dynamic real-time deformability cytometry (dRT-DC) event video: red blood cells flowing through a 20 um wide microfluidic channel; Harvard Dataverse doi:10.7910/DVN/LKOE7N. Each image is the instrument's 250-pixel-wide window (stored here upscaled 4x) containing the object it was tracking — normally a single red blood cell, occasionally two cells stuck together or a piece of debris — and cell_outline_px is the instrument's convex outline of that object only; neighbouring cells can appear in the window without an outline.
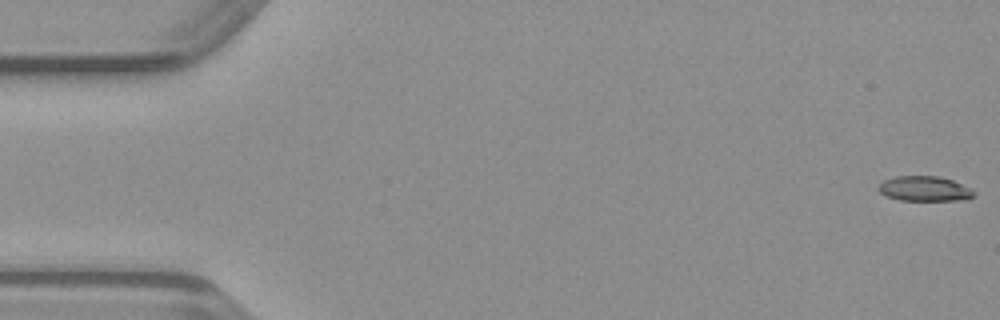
{"species": "common noctule bat (a hibernating species)", "species_latin": "Nyctalus noctula", "temperature_condition": "warm", "stored_images_in_passage": 49, "camera_frame_rate_fps": 3000, "um_per_image_px": 0.085, "animal": {"sex": "male", "body_mass_g": 23.1, "forearm_length_mm": 52.7}, "frame": {"image": 1, "passage_image": 1, "time_ms": 0.0, "image_size_px": [1000, 320], "cell_outline_px": [[976, 192], [968, 200], [900, 200], [884, 196], [876, 188], [884, 180], [896, 176], [936, 176], [952, 180], [972, 188]], "centroid_in_image_um": [78.59, 16.04], "position_along_channel_um": 6.4, "area_um2": 13.99}}
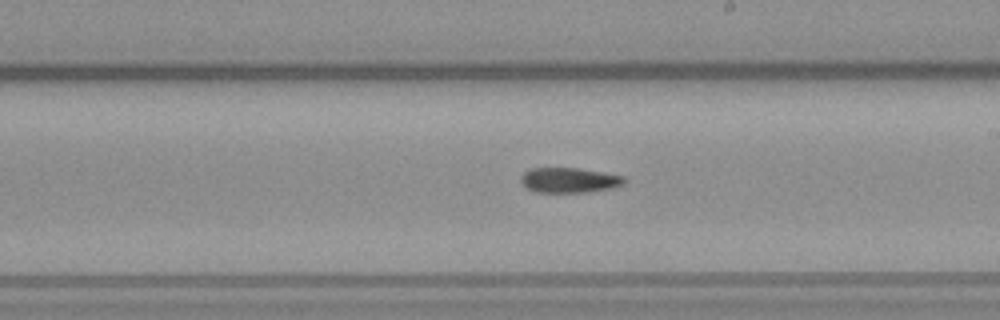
{"frame": {"image": 2, "passage_image": 28, "time_ms": 9.0, "image_size_px": [1000, 320], "cell_outline_px": [[628, 180], [624, 184], [612, 188], [588, 192], [536, 192], [528, 188], [520, 180], [520, 176], [528, 168], [580, 168], [624, 176]], "centroid_in_image_um": [48.41, 15.31], "position_along_channel_um": 240.6, "area_um2": 15.2}}
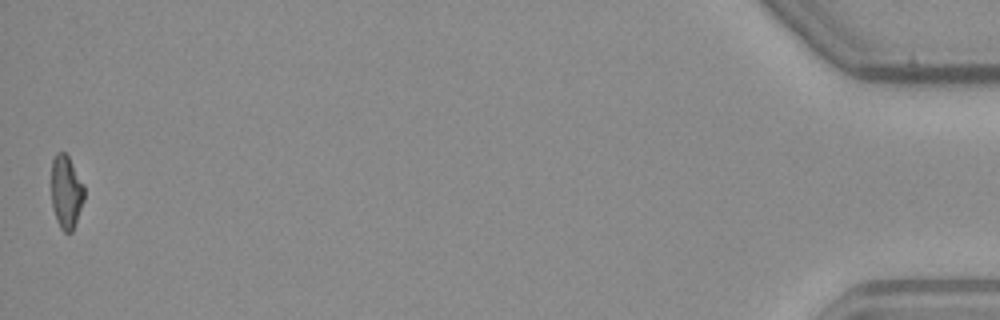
{"frame": {"image": 3, "passage_image": 49, "time_ms": 16.0, "image_size_px": [1000, 320], "cell_outline_px": [[84, 200], [72, 232], [64, 232], [60, 228], [56, 220], [52, 208], [52, 160], [56, 152], [64, 152], [68, 156], [84, 184]], "centroid_in_image_um": [5.62, 16.32], "position_along_channel_um": 429.6, "area_um2": 14.05}}